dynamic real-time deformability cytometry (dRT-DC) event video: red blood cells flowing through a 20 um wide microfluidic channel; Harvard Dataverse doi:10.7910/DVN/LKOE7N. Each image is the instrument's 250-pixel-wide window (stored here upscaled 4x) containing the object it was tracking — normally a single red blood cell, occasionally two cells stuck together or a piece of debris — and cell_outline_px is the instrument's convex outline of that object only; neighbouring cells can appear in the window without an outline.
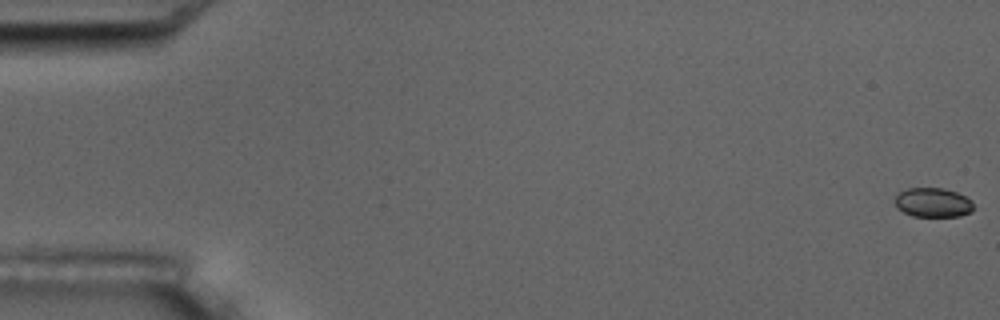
{"species": "common noctule bat (a hibernating species)", "species_latin": "Nyctalus noctula", "temperature_condition": "room temperature", "stored_images_in_passage": 6, "camera_frame_rate_fps": 3000, "um_per_image_px": 0.085, "animal": {"sex": "male", "body_mass_g": 17.5, "forearm_length_mm": 52.3}, "frame": {"image": 1, "passage_image": 1, "time_ms": 0.0, "image_size_px": [1000, 320], "cell_outline_px": [[972, 212], [960, 216], [912, 216], [896, 208], [896, 196], [900, 192], [908, 188], [944, 188], [956, 192], [972, 200]], "centroid_in_image_um": [79.31, 17.21], "position_along_channel_um": 5.7, "area_um2": 13.35}}
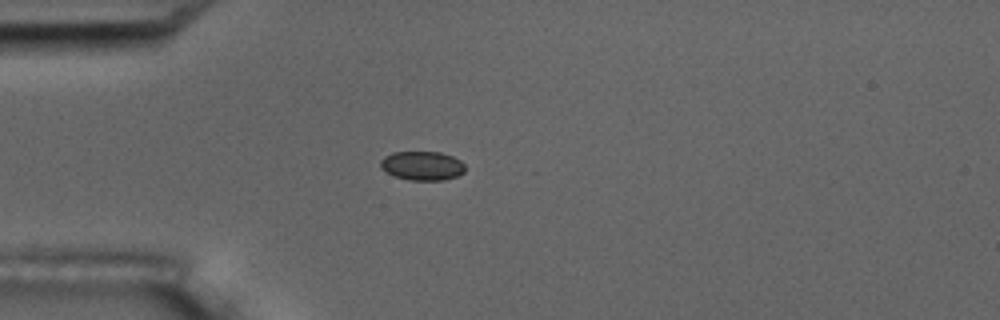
{"frame": {"image": 2, "passage_image": 5, "time_ms": 5.0, "image_size_px": [1000, 320], "cell_outline_px": [[464, 172], [456, 176], [444, 180], [408, 180], [396, 176], [380, 168], [380, 160], [384, 156], [392, 152], [440, 152], [452, 156], [460, 160], [464, 164]], "centroid_in_image_um": [35.88, 14.08], "position_along_channel_um": 49.1, "area_um2": 14.28}}